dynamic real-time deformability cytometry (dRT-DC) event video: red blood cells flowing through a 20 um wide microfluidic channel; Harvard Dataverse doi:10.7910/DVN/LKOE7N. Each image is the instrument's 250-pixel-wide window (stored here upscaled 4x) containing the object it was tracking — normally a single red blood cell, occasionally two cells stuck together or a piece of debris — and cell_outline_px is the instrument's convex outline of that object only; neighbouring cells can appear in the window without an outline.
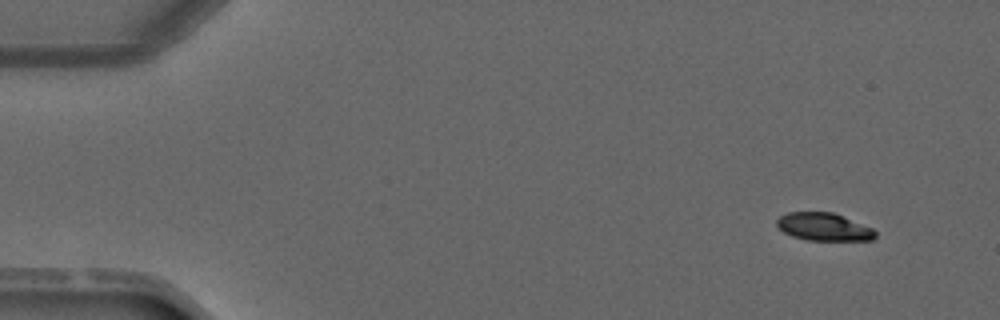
{"species": "common noctule bat (a hibernating species)", "species_latin": "Nyctalus noctula", "temperature_condition": "warm", "stored_images_in_passage": 4, "segment_of_instrument_passage": [1, 2], "camera_frame_rate_fps": 3000, "um_per_image_px": 0.085, "animal": {"sex": "male", "forearm_length_mm": 52.5}, "frame": {"image": 1, "passage_image": 1, "time_ms": 0.0, "image_size_px": [1000, 320], "cell_outline_px": [[876, 236], [872, 240], [808, 240], [792, 236], [784, 232], [776, 224], [776, 220], [780, 216], [788, 212], [832, 212], [872, 228], [876, 232]], "centroid_in_image_um": [70.01, 19.28], "position_along_channel_um": 15.0, "area_um2": 15.78}}
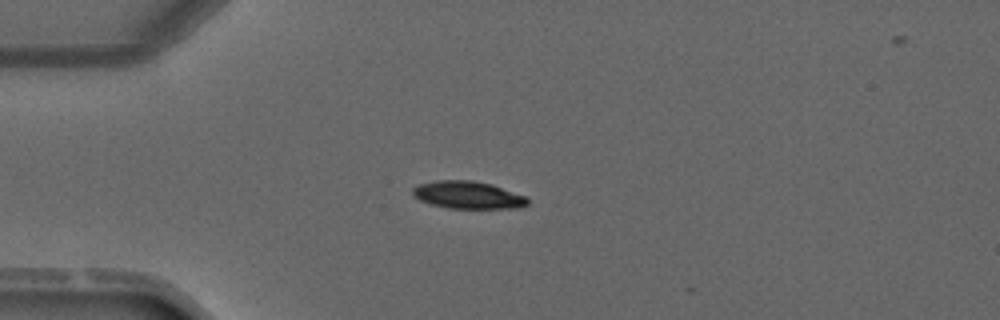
{"frame": {"image": 2, "passage_image": 3, "time_ms": 2.667, "image_size_px": [1000, 320], "cell_outline_px": [[528, 204], [520, 208], [448, 208], [432, 204], [420, 200], [412, 196], [412, 188], [420, 184], [436, 180], [472, 180], [492, 184], [528, 196]], "centroid_in_image_um": [39.8, 16.57], "position_along_channel_um": 45.2, "area_um2": 18.55}}